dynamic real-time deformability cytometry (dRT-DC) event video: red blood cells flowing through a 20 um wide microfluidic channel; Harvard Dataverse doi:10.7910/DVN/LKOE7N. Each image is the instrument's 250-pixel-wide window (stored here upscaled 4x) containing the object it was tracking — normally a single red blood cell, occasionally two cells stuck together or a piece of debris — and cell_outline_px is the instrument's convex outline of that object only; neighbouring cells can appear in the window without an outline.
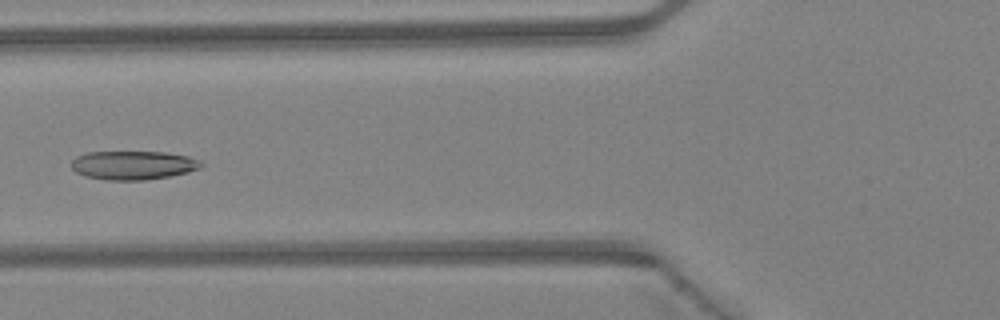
{"species": "Egyptian fruit bat (a non-hibernating species)", "species_latin": "Rousettus aegyptiacus", "temperature_condition": "warm", "stored_images_in_passage": 27, "camera_frame_rate_fps": 3000, "um_per_image_px": 0.085, "animal": {"sex": "female"}, "frame": {"image": 1, "passage_image": 10, "time_ms": 3.0, "image_size_px": [1000, 320], "cell_outline_px": [[204, 164], [200, 168], [188, 172], [168, 176], [144, 180], [108, 180], [84, 176], [76, 172], [72, 168], [72, 160], [76, 156], [88, 152], [164, 152], [188, 156], [200, 160]], "centroid_in_image_um": [11.32, 14.04], "position_along_channel_um": 114.5, "area_um2": 21.73}}
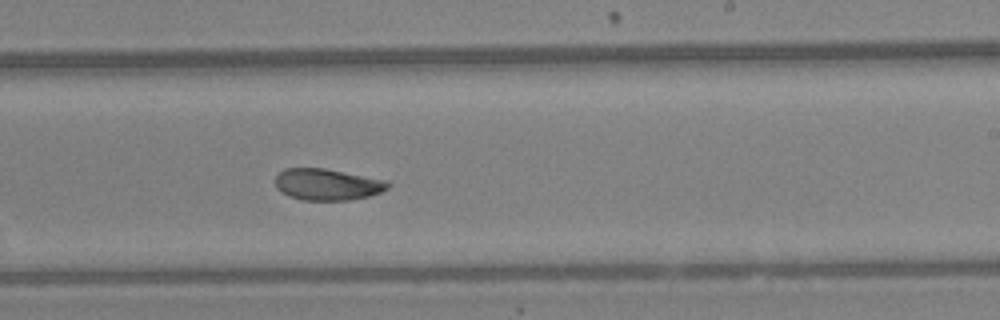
{"frame": {"image": 2, "passage_image": 20, "time_ms": 6.333, "image_size_px": [1000, 320], "cell_outline_px": [[392, 184], [388, 188], [380, 192], [368, 196], [348, 200], [300, 200], [288, 196], [280, 192], [276, 188], [276, 176], [284, 168], [324, 168], [388, 180]], "centroid_in_image_um": [27.82, 15.68], "position_along_channel_um": 261.2, "area_um2": 20.81}}
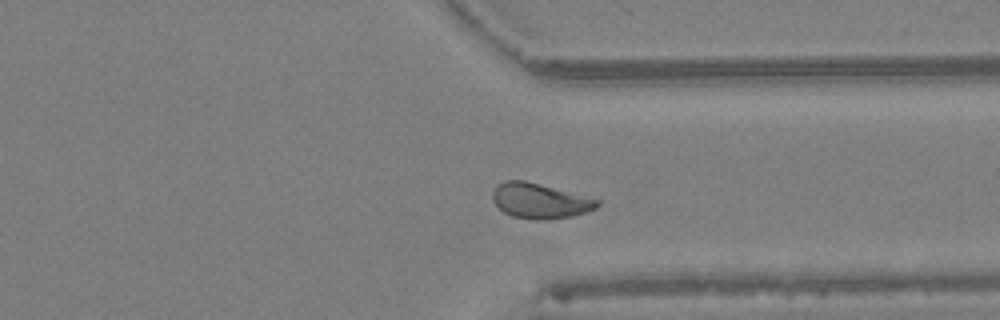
{"frame": {"image": 3, "passage_image": 27, "time_ms": 8.667, "image_size_px": [1000, 320], "cell_outline_px": [[600, 204], [596, 208], [572, 216], [536, 220], [512, 216], [504, 212], [492, 200], [492, 192], [496, 184], [504, 180], [524, 180], [600, 200]], "centroid_in_image_um": [45.84, 17.06], "position_along_channel_um": 365.6, "area_um2": 21.15}, "authors_computed_cell_mechanics": {"area_um2": 21.386, "velocity_mm_per_s": 4.4159, "shape_relaxation_time_tau1_ms": 6.4758, "shape_relaxation_time_tau2_ms": 1.876, "deformation_change_tau1": 0.1702, "deformation_change_tau2": 0.0566}}